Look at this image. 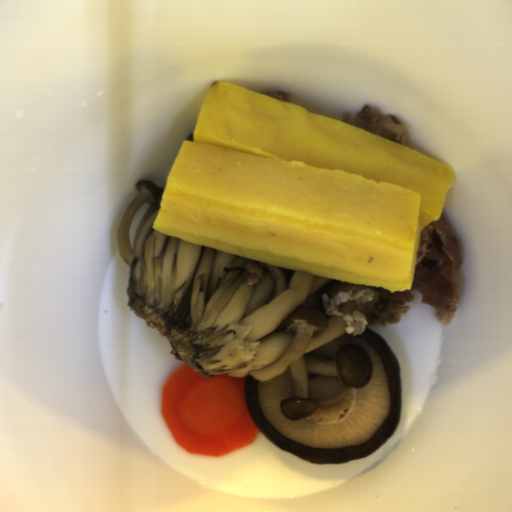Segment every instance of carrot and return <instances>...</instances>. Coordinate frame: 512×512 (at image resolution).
Here are the masks:
<instances>
[{"mask_svg": "<svg viewBox=\"0 0 512 512\" xmlns=\"http://www.w3.org/2000/svg\"><path fill=\"white\" fill-rule=\"evenodd\" d=\"M247 377L205 376L186 361L162 387L163 417L189 454L221 456L253 442L259 433L245 400Z\"/></svg>", "mask_w": 512, "mask_h": 512, "instance_id": "obj_1", "label": "carrot"}]
</instances>
